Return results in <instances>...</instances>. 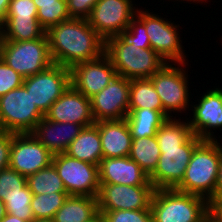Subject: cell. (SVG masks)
Listing matches in <instances>:
<instances>
[{
    "label": "cell",
    "mask_w": 222,
    "mask_h": 222,
    "mask_svg": "<svg viewBox=\"0 0 222 222\" xmlns=\"http://www.w3.org/2000/svg\"><path fill=\"white\" fill-rule=\"evenodd\" d=\"M43 117L23 85L0 96V130L31 133Z\"/></svg>",
    "instance_id": "obj_7"
},
{
    "label": "cell",
    "mask_w": 222,
    "mask_h": 222,
    "mask_svg": "<svg viewBox=\"0 0 222 222\" xmlns=\"http://www.w3.org/2000/svg\"><path fill=\"white\" fill-rule=\"evenodd\" d=\"M32 222H54L53 219H34Z\"/></svg>",
    "instance_id": "obj_46"
},
{
    "label": "cell",
    "mask_w": 222,
    "mask_h": 222,
    "mask_svg": "<svg viewBox=\"0 0 222 222\" xmlns=\"http://www.w3.org/2000/svg\"><path fill=\"white\" fill-rule=\"evenodd\" d=\"M27 185L33 195L67 193L63 181L53 164L27 177Z\"/></svg>",
    "instance_id": "obj_29"
},
{
    "label": "cell",
    "mask_w": 222,
    "mask_h": 222,
    "mask_svg": "<svg viewBox=\"0 0 222 222\" xmlns=\"http://www.w3.org/2000/svg\"><path fill=\"white\" fill-rule=\"evenodd\" d=\"M186 63H166L158 72L150 77L163 105V115L168 119L172 112H184L189 109L190 90L188 74L184 67ZM182 110V111H181Z\"/></svg>",
    "instance_id": "obj_6"
},
{
    "label": "cell",
    "mask_w": 222,
    "mask_h": 222,
    "mask_svg": "<svg viewBox=\"0 0 222 222\" xmlns=\"http://www.w3.org/2000/svg\"><path fill=\"white\" fill-rule=\"evenodd\" d=\"M130 80L116 76L105 88L91 97L95 122L126 118L129 109Z\"/></svg>",
    "instance_id": "obj_15"
},
{
    "label": "cell",
    "mask_w": 222,
    "mask_h": 222,
    "mask_svg": "<svg viewBox=\"0 0 222 222\" xmlns=\"http://www.w3.org/2000/svg\"><path fill=\"white\" fill-rule=\"evenodd\" d=\"M220 199H222V158L220 161L218 179L214 190V201H218Z\"/></svg>",
    "instance_id": "obj_41"
},
{
    "label": "cell",
    "mask_w": 222,
    "mask_h": 222,
    "mask_svg": "<svg viewBox=\"0 0 222 222\" xmlns=\"http://www.w3.org/2000/svg\"><path fill=\"white\" fill-rule=\"evenodd\" d=\"M27 177L16 170L6 168L0 172V199L4 202L7 198L17 194H25Z\"/></svg>",
    "instance_id": "obj_32"
},
{
    "label": "cell",
    "mask_w": 222,
    "mask_h": 222,
    "mask_svg": "<svg viewBox=\"0 0 222 222\" xmlns=\"http://www.w3.org/2000/svg\"><path fill=\"white\" fill-rule=\"evenodd\" d=\"M5 215H6L5 203L0 199V221L5 217Z\"/></svg>",
    "instance_id": "obj_44"
},
{
    "label": "cell",
    "mask_w": 222,
    "mask_h": 222,
    "mask_svg": "<svg viewBox=\"0 0 222 222\" xmlns=\"http://www.w3.org/2000/svg\"><path fill=\"white\" fill-rule=\"evenodd\" d=\"M161 155L156 136L132 139L129 157L150 176L157 167Z\"/></svg>",
    "instance_id": "obj_27"
},
{
    "label": "cell",
    "mask_w": 222,
    "mask_h": 222,
    "mask_svg": "<svg viewBox=\"0 0 222 222\" xmlns=\"http://www.w3.org/2000/svg\"><path fill=\"white\" fill-rule=\"evenodd\" d=\"M98 0H67V11L71 18L87 19Z\"/></svg>",
    "instance_id": "obj_38"
},
{
    "label": "cell",
    "mask_w": 222,
    "mask_h": 222,
    "mask_svg": "<svg viewBox=\"0 0 222 222\" xmlns=\"http://www.w3.org/2000/svg\"><path fill=\"white\" fill-rule=\"evenodd\" d=\"M136 16L144 23L151 48L166 63H186L185 50L179 35V24H173L161 16L143 11L139 8ZM178 27V28H177ZM181 42V43H180ZM168 60V61H167Z\"/></svg>",
    "instance_id": "obj_8"
},
{
    "label": "cell",
    "mask_w": 222,
    "mask_h": 222,
    "mask_svg": "<svg viewBox=\"0 0 222 222\" xmlns=\"http://www.w3.org/2000/svg\"><path fill=\"white\" fill-rule=\"evenodd\" d=\"M24 77L10 68L0 57V96L23 85Z\"/></svg>",
    "instance_id": "obj_36"
},
{
    "label": "cell",
    "mask_w": 222,
    "mask_h": 222,
    "mask_svg": "<svg viewBox=\"0 0 222 222\" xmlns=\"http://www.w3.org/2000/svg\"><path fill=\"white\" fill-rule=\"evenodd\" d=\"M222 143L216 140H202L194 149L178 191L205 198L209 204L214 201V190L222 158Z\"/></svg>",
    "instance_id": "obj_2"
},
{
    "label": "cell",
    "mask_w": 222,
    "mask_h": 222,
    "mask_svg": "<svg viewBox=\"0 0 222 222\" xmlns=\"http://www.w3.org/2000/svg\"><path fill=\"white\" fill-rule=\"evenodd\" d=\"M193 135L188 121L180 118H168L158 129L156 138L159 148H171L182 146Z\"/></svg>",
    "instance_id": "obj_28"
},
{
    "label": "cell",
    "mask_w": 222,
    "mask_h": 222,
    "mask_svg": "<svg viewBox=\"0 0 222 222\" xmlns=\"http://www.w3.org/2000/svg\"><path fill=\"white\" fill-rule=\"evenodd\" d=\"M106 222H153L151 209L98 211Z\"/></svg>",
    "instance_id": "obj_34"
},
{
    "label": "cell",
    "mask_w": 222,
    "mask_h": 222,
    "mask_svg": "<svg viewBox=\"0 0 222 222\" xmlns=\"http://www.w3.org/2000/svg\"><path fill=\"white\" fill-rule=\"evenodd\" d=\"M70 85L71 69L58 64H52L44 71L23 80V86L43 115Z\"/></svg>",
    "instance_id": "obj_11"
},
{
    "label": "cell",
    "mask_w": 222,
    "mask_h": 222,
    "mask_svg": "<svg viewBox=\"0 0 222 222\" xmlns=\"http://www.w3.org/2000/svg\"><path fill=\"white\" fill-rule=\"evenodd\" d=\"M133 0H98L87 18L89 25L104 39L117 36L129 26L138 10ZM137 8V9H136Z\"/></svg>",
    "instance_id": "obj_12"
},
{
    "label": "cell",
    "mask_w": 222,
    "mask_h": 222,
    "mask_svg": "<svg viewBox=\"0 0 222 222\" xmlns=\"http://www.w3.org/2000/svg\"><path fill=\"white\" fill-rule=\"evenodd\" d=\"M44 117L54 122L75 123L84 127L95 124L91 99L80 93L72 84L50 106Z\"/></svg>",
    "instance_id": "obj_18"
},
{
    "label": "cell",
    "mask_w": 222,
    "mask_h": 222,
    "mask_svg": "<svg viewBox=\"0 0 222 222\" xmlns=\"http://www.w3.org/2000/svg\"><path fill=\"white\" fill-rule=\"evenodd\" d=\"M53 156L32 133H14L9 168L28 177L51 165Z\"/></svg>",
    "instance_id": "obj_14"
},
{
    "label": "cell",
    "mask_w": 222,
    "mask_h": 222,
    "mask_svg": "<svg viewBox=\"0 0 222 222\" xmlns=\"http://www.w3.org/2000/svg\"><path fill=\"white\" fill-rule=\"evenodd\" d=\"M33 2L37 8V19L45 30L71 18L67 11V0H33Z\"/></svg>",
    "instance_id": "obj_30"
},
{
    "label": "cell",
    "mask_w": 222,
    "mask_h": 222,
    "mask_svg": "<svg viewBox=\"0 0 222 222\" xmlns=\"http://www.w3.org/2000/svg\"><path fill=\"white\" fill-rule=\"evenodd\" d=\"M116 76V69L105 53L71 68V84L88 98L99 93Z\"/></svg>",
    "instance_id": "obj_16"
},
{
    "label": "cell",
    "mask_w": 222,
    "mask_h": 222,
    "mask_svg": "<svg viewBox=\"0 0 222 222\" xmlns=\"http://www.w3.org/2000/svg\"><path fill=\"white\" fill-rule=\"evenodd\" d=\"M6 18H37V8L33 0H11Z\"/></svg>",
    "instance_id": "obj_37"
},
{
    "label": "cell",
    "mask_w": 222,
    "mask_h": 222,
    "mask_svg": "<svg viewBox=\"0 0 222 222\" xmlns=\"http://www.w3.org/2000/svg\"><path fill=\"white\" fill-rule=\"evenodd\" d=\"M52 164L68 195L97 197L100 187L98 165L80 161L65 153L55 154Z\"/></svg>",
    "instance_id": "obj_10"
},
{
    "label": "cell",
    "mask_w": 222,
    "mask_h": 222,
    "mask_svg": "<svg viewBox=\"0 0 222 222\" xmlns=\"http://www.w3.org/2000/svg\"><path fill=\"white\" fill-rule=\"evenodd\" d=\"M176 1H179L180 2V0H176ZM182 1H187V3H188V1H190V4H191V1L193 2V3H197V1H198V3L199 2H203L204 0H182ZM196 1V2H195Z\"/></svg>",
    "instance_id": "obj_47"
},
{
    "label": "cell",
    "mask_w": 222,
    "mask_h": 222,
    "mask_svg": "<svg viewBox=\"0 0 222 222\" xmlns=\"http://www.w3.org/2000/svg\"><path fill=\"white\" fill-rule=\"evenodd\" d=\"M13 136L12 132L0 130V172L9 168Z\"/></svg>",
    "instance_id": "obj_39"
},
{
    "label": "cell",
    "mask_w": 222,
    "mask_h": 222,
    "mask_svg": "<svg viewBox=\"0 0 222 222\" xmlns=\"http://www.w3.org/2000/svg\"><path fill=\"white\" fill-rule=\"evenodd\" d=\"M104 53L117 75L129 80L150 78L166 64L150 45L125 44L117 36L105 40Z\"/></svg>",
    "instance_id": "obj_3"
},
{
    "label": "cell",
    "mask_w": 222,
    "mask_h": 222,
    "mask_svg": "<svg viewBox=\"0 0 222 222\" xmlns=\"http://www.w3.org/2000/svg\"><path fill=\"white\" fill-rule=\"evenodd\" d=\"M210 219L214 222H222V199L212 201L210 204Z\"/></svg>",
    "instance_id": "obj_40"
},
{
    "label": "cell",
    "mask_w": 222,
    "mask_h": 222,
    "mask_svg": "<svg viewBox=\"0 0 222 222\" xmlns=\"http://www.w3.org/2000/svg\"><path fill=\"white\" fill-rule=\"evenodd\" d=\"M68 193L33 195L31 208L34 219H53L55 213L63 205Z\"/></svg>",
    "instance_id": "obj_31"
},
{
    "label": "cell",
    "mask_w": 222,
    "mask_h": 222,
    "mask_svg": "<svg viewBox=\"0 0 222 222\" xmlns=\"http://www.w3.org/2000/svg\"><path fill=\"white\" fill-rule=\"evenodd\" d=\"M198 100V104L192 105V118L188 121L192 133L202 140H216L212 129H220L222 127V89L214 88L206 90ZM214 136V137H213Z\"/></svg>",
    "instance_id": "obj_17"
},
{
    "label": "cell",
    "mask_w": 222,
    "mask_h": 222,
    "mask_svg": "<svg viewBox=\"0 0 222 222\" xmlns=\"http://www.w3.org/2000/svg\"><path fill=\"white\" fill-rule=\"evenodd\" d=\"M153 222H207L209 202L176 189H157L150 203Z\"/></svg>",
    "instance_id": "obj_4"
},
{
    "label": "cell",
    "mask_w": 222,
    "mask_h": 222,
    "mask_svg": "<svg viewBox=\"0 0 222 222\" xmlns=\"http://www.w3.org/2000/svg\"><path fill=\"white\" fill-rule=\"evenodd\" d=\"M148 108L163 114V105L150 78L130 80L129 109Z\"/></svg>",
    "instance_id": "obj_26"
},
{
    "label": "cell",
    "mask_w": 222,
    "mask_h": 222,
    "mask_svg": "<svg viewBox=\"0 0 222 222\" xmlns=\"http://www.w3.org/2000/svg\"><path fill=\"white\" fill-rule=\"evenodd\" d=\"M132 139L154 137L167 118L160 112L148 108L128 109L126 116Z\"/></svg>",
    "instance_id": "obj_24"
},
{
    "label": "cell",
    "mask_w": 222,
    "mask_h": 222,
    "mask_svg": "<svg viewBox=\"0 0 222 222\" xmlns=\"http://www.w3.org/2000/svg\"><path fill=\"white\" fill-rule=\"evenodd\" d=\"M0 57L24 78L40 73L53 64L46 34L31 41H0Z\"/></svg>",
    "instance_id": "obj_5"
},
{
    "label": "cell",
    "mask_w": 222,
    "mask_h": 222,
    "mask_svg": "<svg viewBox=\"0 0 222 222\" xmlns=\"http://www.w3.org/2000/svg\"><path fill=\"white\" fill-rule=\"evenodd\" d=\"M97 197L69 195L55 213L54 222H89L98 214Z\"/></svg>",
    "instance_id": "obj_23"
},
{
    "label": "cell",
    "mask_w": 222,
    "mask_h": 222,
    "mask_svg": "<svg viewBox=\"0 0 222 222\" xmlns=\"http://www.w3.org/2000/svg\"><path fill=\"white\" fill-rule=\"evenodd\" d=\"M202 141L193 134L182 146L160 148L157 167L149 176L154 189H175L183 180L195 147Z\"/></svg>",
    "instance_id": "obj_9"
},
{
    "label": "cell",
    "mask_w": 222,
    "mask_h": 222,
    "mask_svg": "<svg viewBox=\"0 0 222 222\" xmlns=\"http://www.w3.org/2000/svg\"><path fill=\"white\" fill-rule=\"evenodd\" d=\"M99 129L103 158L129 156L132 136L125 118L95 122Z\"/></svg>",
    "instance_id": "obj_21"
},
{
    "label": "cell",
    "mask_w": 222,
    "mask_h": 222,
    "mask_svg": "<svg viewBox=\"0 0 222 222\" xmlns=\"http://www.w3.org/2000/svg\"><path fill=\"white\" fill-rule=\"evenodd\" d=\"M65 154L80 161L99 166L103 155L98 127L95 124L84 127L80 134L70 143Z\"/></svg>",
    "instance_id": "obj_22"
},
{
    "label": "cell",
    "mask_w": 222,
    "mask_h": 222,
    "mask_svg": "<svg viewBox=\"0 0 222 222\" xmlns=\"http://www.w3.org/2000/svg\"><path fill=\"white\" fill-rule=\"evenodd\" d=\"M83 128L80 124L54 122L43 117L31 133L55 155L65 153Z\"/></svg>",
    "instance_id": "obj_20"
},
{
    "label": "cell",
    "mask_w": 222,
    "mask_h": 222,
    "mask_svg": "<svg viewBox=\"0 0 222 222\" xmlns=\"http://www.w3.org/2000/svg\"><path fill=\"white\" fill-rule=\"evenodd\" d=\"M125 44L150 45L144 23L135 15L127 27L117 35Z\"/></svg>",
    "instance_id": "obj_35"
},
{
    "label": "cell",
    "mask_w": 222,
    "mask_h": 222,
    "mask_svg": "<svg viewBox=\"0 0 222 222\" xmlns=\"http://www.w3.org/2000/svg\"><path fill=\"white\" fill-rule=\"evenodd\" d=\"M10 1L11 0H0V27L5 22Z\"/></svg>",
    "instance_id": "obj_42"
},
{
    "label": "cell",
    "mask_w": 222,
    "mask_h": 222,
    "mask_svg": "<svg viewBox=\"0 0 222 222\" xmlns=\"http://www.w3.org/2000/svg\"><path fill=\"white\" fill-rule=\"evenodd\" d=\"M98 167L100 184L152 185L149 176L129 156L102 158Z\"/></svg>",
    "instance_id": "obj_19"
},
{
    "label": "cell",
    "mask_w": 222,
    "mask_h": 222,
    "mask_svg": "<svg viewBox=\"0 0 222 222\" xmlns=\"http://www.w3.org/2000/svg\"><path fill=\"white\" fill-rule=\"evenodd\" d=\"M0 222H29V221L20 219L16 216L6 213L5 217Z\"/></svg>",
    "instance_id": "obj_43"
},
{
    "label": "cell",
    "mask_w": 222,
    "mask_h": 222,
    "mask_svg": "<svg viewBox=\"0 0 222 222\" xmlns=\"http://www.w3.org/2000/svg\"><path fill=\"white\" fill-rule=\"evenodd\" d=\"M89 222H106L105 218L101 213H98L94 218H92Z\"/></svg>",
    "instance_id": "obj_45"
},
{
    "label": "cell",
    "mask_w": 222,
    "mask_h": 222,
    "mask_svg": "<svg viewBox=\"0 0 222 222\" xmlns=\"http://www.w3.org/2000/svg\"><path fill=\"white\" fill-rule=\"evenodd\" d=\"M46 36L53 64L68 69L99 58L105 51V40L87 19L70 18L60 22L48 28Z\"/></svg>",
    "instance_id": "obj_1"
},
{
    "label": "cell",
    "mask_w": 222,
    "mask_h": 222,
    "mask_svg": "<svg viewBox=\"0 0 222 222\" xmlns=\"http://www.w3.org/2000/svg\"><path fill=\"white\" fill-rule=\"evenodd\" d=\"M45 34L37 18H5L0 27V41H31Z\"/></svg>",
    "instance_id": "obj_25"
},
{
    "label": "cell",
    "mask_w": 222,
    "mask_h": 222,
    "mask_svg": "<svg viewBox=\"0 0 222 222\" xmlns=\"http://www.w3.org/2000/svg\"><path fill=\"white\" fill-rule=\"evenodd\" d=\"M33 194L29 186H25V194H17L7 198L5 203L6 213L16 216L20 219L32 222L34 215L31 208Z\"/></svg>",
    "instance_id": "obj_33"
},
{
    "label": "cell",
    "mask_w": 222,
    "mask_h": 222,
    "mask_svg": "<svg viewBox=\"0 0 222 222\" xmlns=\"http://www.w3.org/2000/svg\"><path fill=\"white\" fill-rule=\"evenodd\" d=\"M153 185L100 184L98 211L150 209Z\"/></svg>",
    "instance_id": "obj_13"
}]
</instances>
